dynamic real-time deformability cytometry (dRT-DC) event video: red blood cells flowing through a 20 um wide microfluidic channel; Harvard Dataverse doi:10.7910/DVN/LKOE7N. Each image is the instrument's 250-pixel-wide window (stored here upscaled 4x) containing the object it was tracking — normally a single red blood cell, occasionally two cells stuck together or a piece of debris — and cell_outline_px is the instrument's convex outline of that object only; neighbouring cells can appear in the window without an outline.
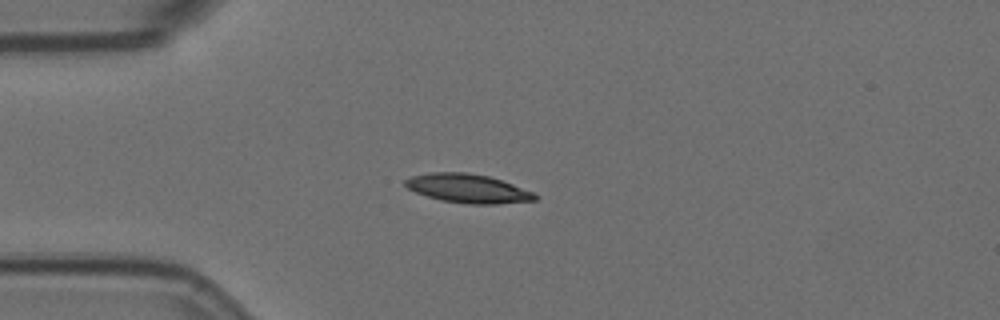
{"species": "Egyptian fruit bat (a non-hibernating species)", "species_latin": "Rousettus aegyptiacus", "temperature_condition": "room temperature", "stored_images_in_passage": 5, "camera_frame_rate_fps": 3000, "um_per_image_px": 0.085, "animal": {"sex": "female"}, "frame": {"image": 1, "passage_image": 1, "time_ms": 0.0, "image_size_px": [1000, 320], "cell_outline_px": [[536, 200], [496, 204], [468, 204], [440, 200], [416, 192], [408, 188], [404, 184], [404, 180], [412, 176], [428, 172], [468, 172], [488, 176], [536, 192]], "centroid_in_image_um": [39.77, 16.01], "position_along_channel_um": 45.2, "area_um2": 21.79}}
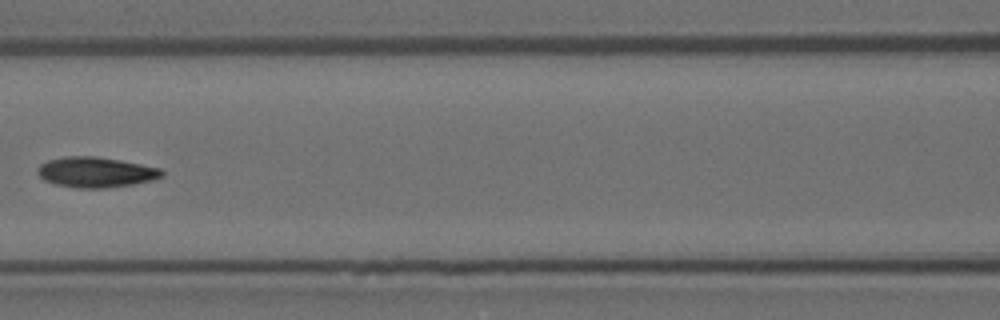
{"frame": {"image": 2, "passage_image": 4, "time_ms": 1.0, "image_size_px": [1000, 320], "cell_outline_px": [[164, 176], [152, 180], [132, 184], [104, 188], [76, 188], [56, 184], [44, 180], [36, 172], [36, 168], [40, 164], [48, 160], [64, 156], [96, 156], [120, 160], [160, 168], [164, 172]], "centroid_in_image_um": [8.12, 14.63], "position_along_channel_um": 158.5, "area_um2": 22.02}}
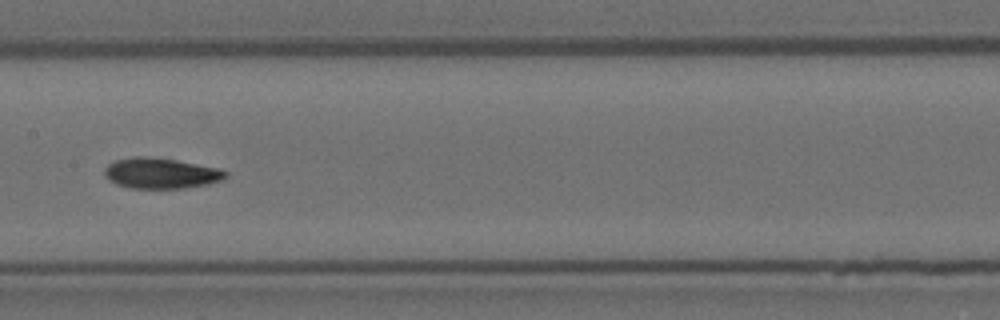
{"frame": {"image": 3, "passage_image": 5, "time_ms": 1.333, "image_size_px": [1000, 320], "cell_outline_px": [[228, 176], [224, 180], [208, 184], [184, 188], [128, 188], [116, 184], [108, 180], [104, 176], [104, 168], [108, 164], [116, 160], [132, 156], [148, 156], [176, 160], [220, 168], [228, 172]], "centroid_in_image_um": [13.68, 14.72], "position_along_channel_um": 193.7, "area_um2": 21.91}}